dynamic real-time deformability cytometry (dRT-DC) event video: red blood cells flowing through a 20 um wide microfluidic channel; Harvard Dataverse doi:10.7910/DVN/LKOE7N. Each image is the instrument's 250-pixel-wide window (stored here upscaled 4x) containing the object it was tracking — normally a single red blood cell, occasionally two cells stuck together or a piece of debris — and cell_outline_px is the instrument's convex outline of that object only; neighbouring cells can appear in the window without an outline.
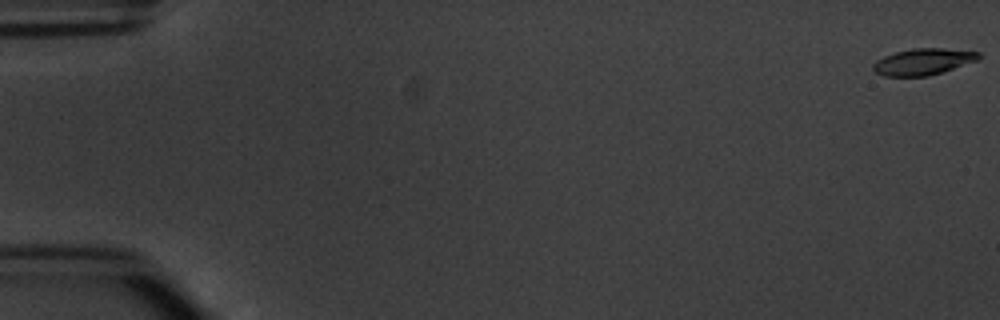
{"species": "common noctule bat (a hibernating species)", "species_latin": "Nyctalus noctula", "temperature_condition": "warm", "stored_images_in_passage": 8, "camera_frame_rate_fps": 3000, "um_per_image_px": 0.085, "animal": {"sex": "male", "body_mass_g": 20.1, "forearm_length_mm": 53.5}, "frame": {"image": 1, "passage_image": 1, "time_ms": 0.0, "image_size_px": [1000, 320], "cell_outline_px": [[980, 56], [976, 60], [928, 76], [884, 76], [876, 72], [872, 68], [872, 64], [876, 60], [884, 56], [896, 52], [912, 48], [944, 48], [980, 52]], "centroid_in_image_um": [78.41, 5.23], "position_along_channel_um": 6.6, "area_um2": 16.01}}
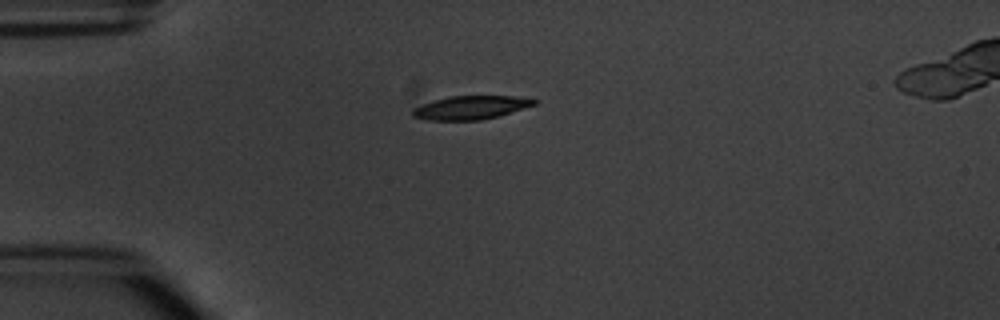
{"frame": {"image": 2, "passage_image": 5, "time_ms": 4.667, "image_size_px": [1000, 320], "cell_outline_px": [[540, 100], [536, 104], [500, 116], [480, 120], [424, 120], [412, 116], [412, 108], [448, 96], [512, 96]], "centroid_in_image_um": [40.02, 9.15], "position_along_channel_um": 45.0, "area_um2": 16.65}}